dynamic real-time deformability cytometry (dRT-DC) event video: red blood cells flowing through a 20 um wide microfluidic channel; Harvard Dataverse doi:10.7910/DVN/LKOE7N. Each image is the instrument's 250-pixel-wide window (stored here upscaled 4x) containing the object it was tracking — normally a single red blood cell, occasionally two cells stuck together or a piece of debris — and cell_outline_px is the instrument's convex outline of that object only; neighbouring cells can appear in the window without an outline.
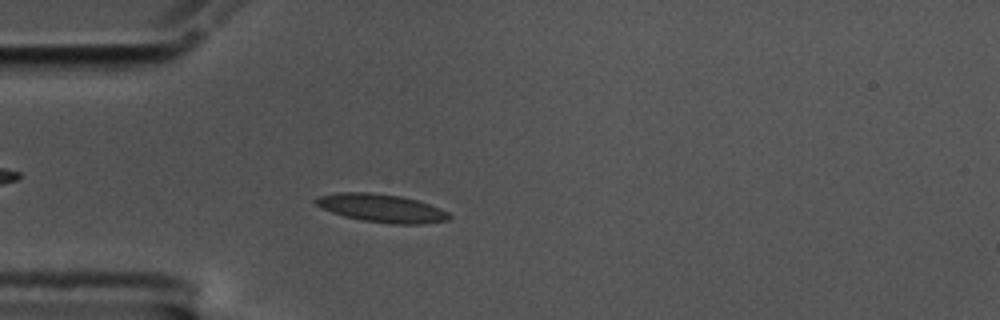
{"species": "common noctule bat (a hibernating species)", "species_latin": "Nyctalus noctula", "temperature_condition": "cold", "stored_images_in_passage": 44, "camera_frame_rate_fps": 3000, "um_per_image_px": 0.085, "animal": {"sex": "male", "body_mass_g": 17.5, "forearm_length_mm": 52.3}, "frame": {"image": 1, "passage_image": 3, "time_ms": 0.667, "image_size_px": [1000, 320], "cell_outline_px": [[452, 216], [448, 220], [420, 224], [392, 224], [360, 220], [344, 216], [332, 212], [316, 204], [312, 200], [316, 196], [336, 192], [372, 192], [400, 196], [416, 200], [440, 208], [448, 212]], "centroid_in_image_um": [32.4, 17.68], "position_along_channel_um": 52.6, "area_um2": 21.96}}
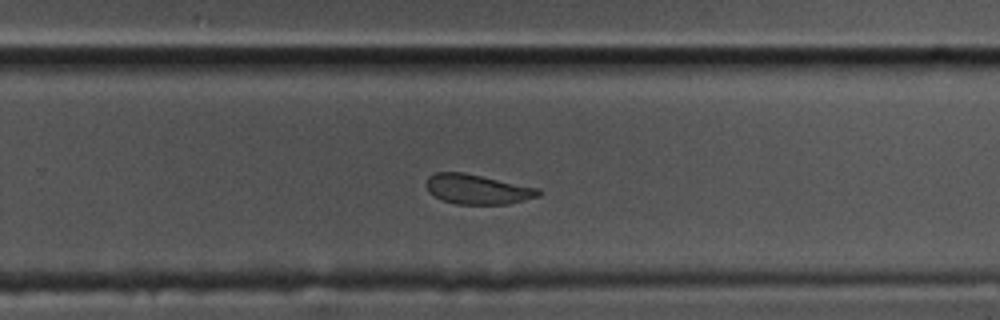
{"frame": {"image": 2, "passage_image": 24, "time_ms": 7.667, "image_size_px": [1000, 320], "cell_outline_px": [[544, 192], [540, 196], [508, 204], [456, 204], [444, 200], [428, 192], [428, 176], [436, 172], [464, 172], [540, 188]], "centroid_in_image_um": [40.65, 16.08], "position_along_channel_um": 289.1, "area_um2": 19.48}}
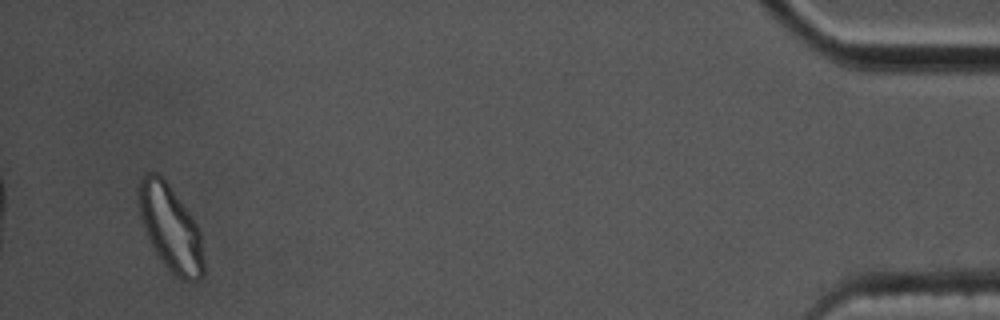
{"frame": {"image": 3, "passage_image": 42, "time_ms": 13.667, "image_size_px": [1000, 320], "cell_outline_px": [[204, 276], [200, 280], [180, 280], [164, 264], [152, 248], [140, 216], [136, 188], [140, 176], [144, 172], [156, 172], [168, 184], [188, 212], [196, 224], [200, 232], [204, 260]], "centroid_in_image_um": [14.46, 19.38], "position_along_channel_um": 420.7, "area_um2": 32.54}, "authors_computed_cell_mechanics": {"area_um2": 20.9525, "velocity_mm_per_s": 3.4966, "shape_relaxation_time_tau1_ms": 8.7711, "shape_relaxation_time_tau2_ms": 0.7285, "deformation_change_tau1": 0.1782, "deformation_change_tau2": 0.0506}}